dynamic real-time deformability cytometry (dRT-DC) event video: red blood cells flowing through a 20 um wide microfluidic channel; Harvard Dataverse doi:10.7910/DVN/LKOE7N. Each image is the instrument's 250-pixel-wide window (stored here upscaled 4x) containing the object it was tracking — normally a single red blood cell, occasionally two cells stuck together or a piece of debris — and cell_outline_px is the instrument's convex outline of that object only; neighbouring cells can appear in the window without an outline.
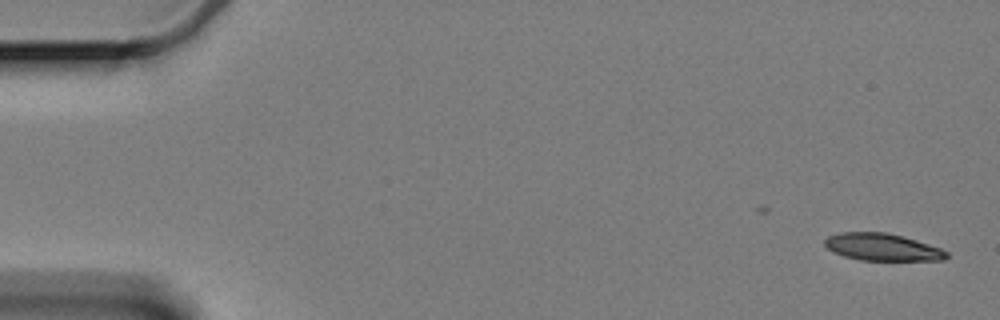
{"species": "Egyptian fruit bat (a non-hibernating species)", "species_latin": "Rousettus aegyptiacus", "temperature_condition": "cold", "stored_images_in_passage": 36, "camera_frame_rate_fps": 3000, "um_per_image_px": 0.085, "animal": {"sex": "female"}, "frame": {"image": 1, "passage_image": 1, "time_ms": 0.0, "image_size_px": [1000, 320], "cell_outline_px": [[948, 256], [944, 260], [860, 260], [844, 256], [832, 252], [824, 244], [824, 240], [828, 236], [840, 232], [888, 232], [904, 236], [940, 248], [948, 252]], "centroid_in_image_um": [74.98, 20.99], "position_along_channel_um": 10.0, "area_um2": 19.36}}
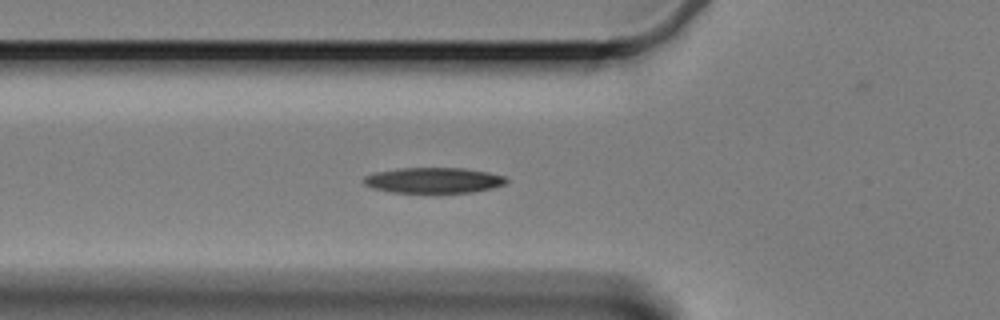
{"frame": {"image": 2, "passage_image": 20, "time_ms": 6.333, "image_size_px": [1000, 320], "cell_outline_px": [[508, 180], [504, 184], [492, 188], [472, 192], [392, 192], [372, 188], [364, 184], [364, 176], [372, 172], [396, 168], [464, 168], [488, 172], [504, 176]], "centroid_in_image_um": [36.81, 15.31], "position_along_channel_um": 89.0, "area_um2": 21.21}}
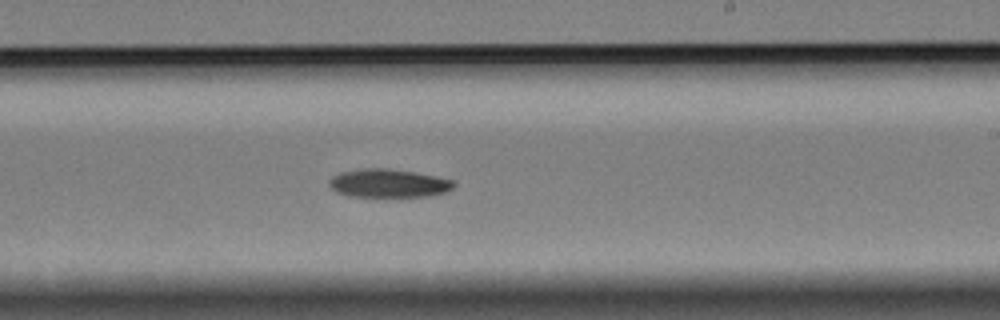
{"frame": {"image": 3, "passage_image": 35, "time_ms": 11.333, "image_size_px": [1000, 320], "cell_outline_px": [[456, 184], [452, 188], [444, 192], [428, 196], [348, 196], [336, 192], [328, 184], [328, 180], [332, 176], [340, 172], [364, 168], [388, 168], [436, 176], [452, 180]], "centroid_in_image_um": [32.97, 15.57], "position_along_channel_um": 256.0, "area_um2": 20.46}}